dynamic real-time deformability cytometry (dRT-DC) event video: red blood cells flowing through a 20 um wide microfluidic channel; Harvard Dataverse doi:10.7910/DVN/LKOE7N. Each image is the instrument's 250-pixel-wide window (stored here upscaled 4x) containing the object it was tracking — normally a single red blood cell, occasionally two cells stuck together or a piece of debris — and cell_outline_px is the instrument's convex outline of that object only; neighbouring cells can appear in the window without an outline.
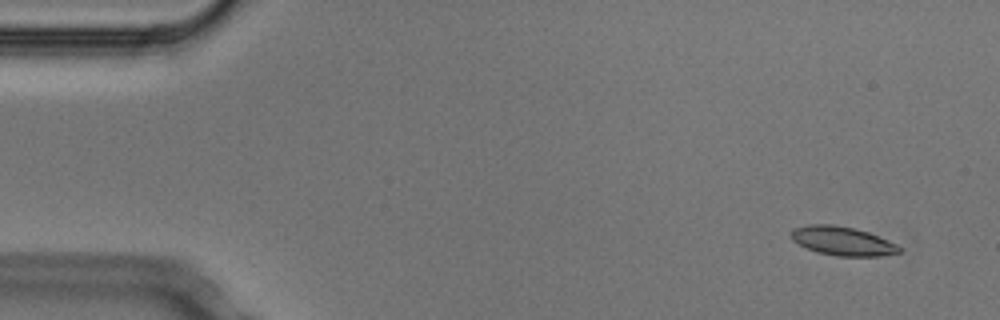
{"species": "Egyptian fruit bat (a non-hibernating species)", "species_latin": "Rousettus aegyptiacus", "temperature_condition": "cold", "stored_images_in_passage": 4, "camera_frame_rate_fps": 3000, "um_per_image_px": 0.085, "animal": {"sex": "male"}, "frame": {"image": 1, "passage_image": 1, "time_ms": 0.0, "image_size_px": [1000, 320], "cell_outline_px": [[904, 248], [900, 252], [880, 256], [836, 256], [816, 252], [792, 240], [792, 228], [808, 224], [832, 224], [852, 228], [868, 232], [888, 240]], "centroid_in_image_um": [71.62, 20.49], "position_along_channel_um": 13.4, "area_um2": 18.15}}
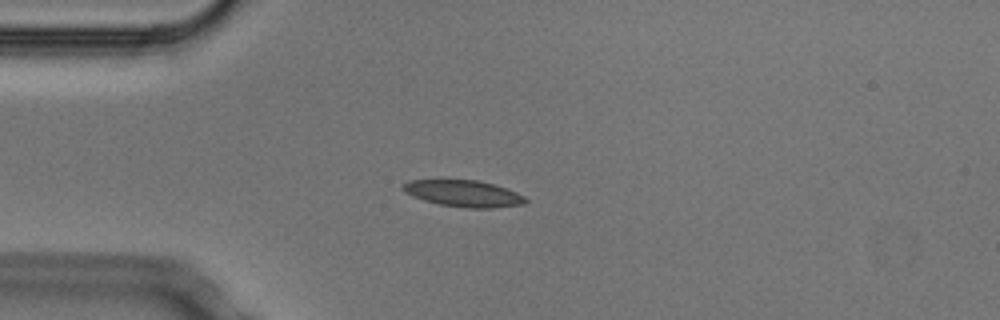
{"frame": {"image": 2, "passage_image": 4, "time_ms": 1.0, "image_size_px": [1000, 320], "cell_outline_px": [[528, 200], [524, 204], [492, 208], [464, 208], [440, 204], [424, 200], [412, 196], [404, 192], [400, 188], [400, 184], [408, 180], [476, 180], [492, 184], [516, 192], [524, 196]], "centroid_in_image_um": [39.34, 16.45], "position_along_channel_um": 45.7, "area_um2": 18.96}}